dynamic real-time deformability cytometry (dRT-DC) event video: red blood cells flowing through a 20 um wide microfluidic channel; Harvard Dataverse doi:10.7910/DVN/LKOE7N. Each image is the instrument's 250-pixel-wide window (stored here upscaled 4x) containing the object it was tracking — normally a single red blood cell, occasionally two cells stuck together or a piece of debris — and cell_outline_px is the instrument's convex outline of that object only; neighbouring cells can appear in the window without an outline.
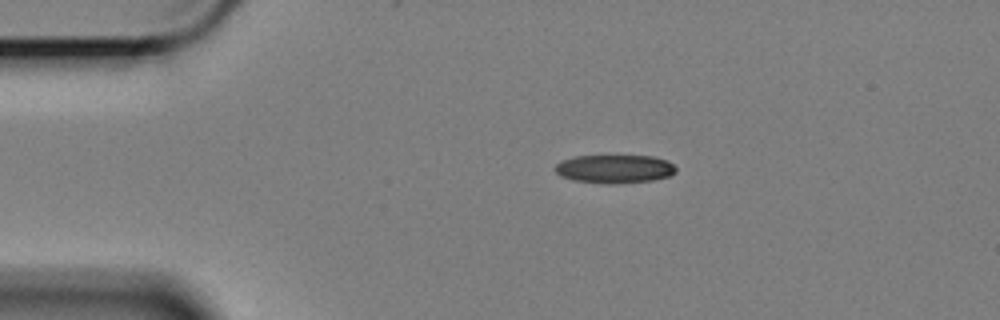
{"species": "Egyptian fruit bat (a non-hibernating species)", "species_latin": "Rousettus aegyptiacus", "temperature_condition": "cold", "stored_images_in_passage": 48, "camera_frame_rate_fps": 3000, "um_per_image_px": 0.085, "animal": {"sex": "female"}, "frame": {"image": 1, "passage_image": 1, "time_ms": 0.0, "image_size_px": [1000, 320], "cell_outline_px": [[676, 172], [668, 176], [652, 180], [616, 184], [608, 184], [572, 180], [560, 176], [552, 168], [560, 160], [572, 156], [652, 156], [668, 160], [676, 168]], "centroid_in_image_um": [52.19, 14.35], "position_along_channel_um": 32.8, "area_um2": 20.23}}
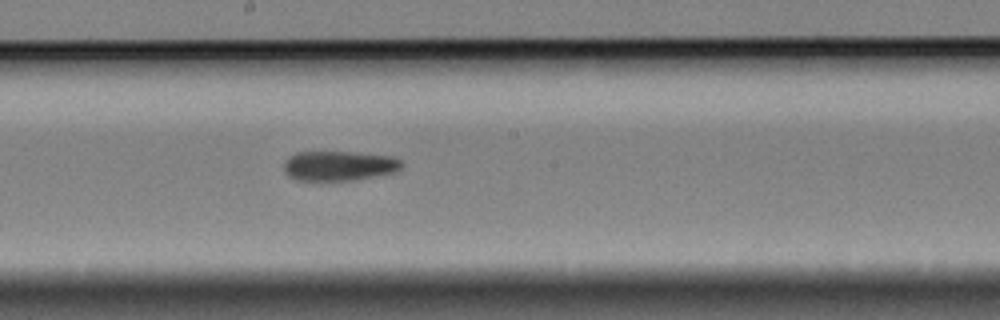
{"frame": {"image": 2, "passage_image": 21, "time_ms": 6.667, "image_size_px": [1000, 320], "cell_outline_px": [[404, 164], [400, 172], [380, 176], [356, 180], [296, 180], [288, 176], [284, 172], [284, 160], [288, 156], [296, 152], [348, 152], [392, 156], [400, 160]], "centroid_in_image_um": [28.86, 14.1], "position_along_channel_um": 219.3, "area_um2": 20.87}}
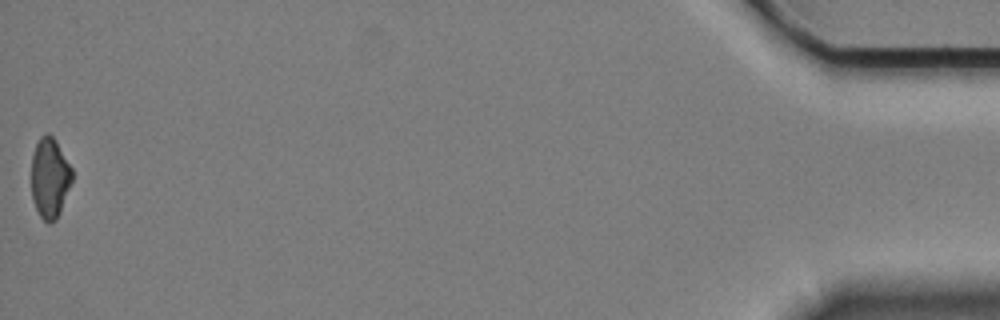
{"frame": {"image": 3, "passage_image": 48, "time_ms": 15.667, "image_size_px": [1000, 320], "cell_outline_px": [[72, 180], [60, 212], [56, 220], [48, 224], [40, 216], [32, 200], [32, 156], [36, 144], [40, 136], [44, 132], [48, 132], [56, 140], [72, 168]], "centroid_in_image_um": [4.23, 15.1], "position_along_channel_um": 431.0, "area_um2": 19.07}}